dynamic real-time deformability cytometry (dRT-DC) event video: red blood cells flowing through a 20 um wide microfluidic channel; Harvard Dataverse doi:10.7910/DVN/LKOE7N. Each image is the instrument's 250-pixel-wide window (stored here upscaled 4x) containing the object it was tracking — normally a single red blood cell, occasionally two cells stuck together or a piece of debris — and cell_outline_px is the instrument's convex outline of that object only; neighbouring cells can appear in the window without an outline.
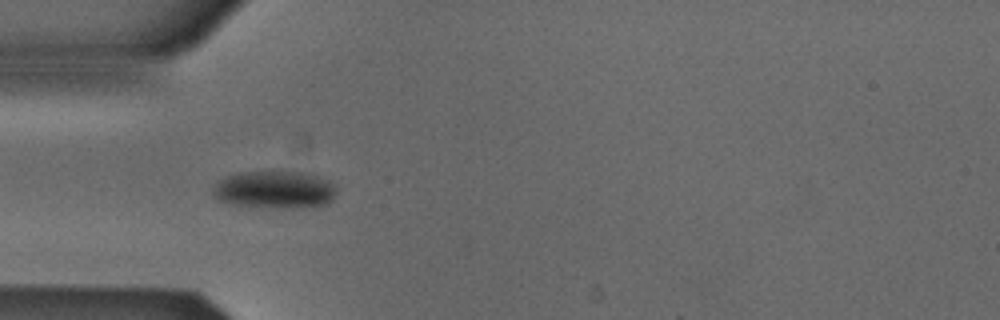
{"species": "Egyptian fruit bat (a non-hibernating species)", "species_latin": "Rousettus aegyptiacus", "temperature_condition": "cold", "stored_images_in_passage": 7, "camera_frame_rate_fps": 3000, "um_per_image_px": 0.085, "animal": {"sex": "male"}, "frame": {"image": 1, "passage_image": 4, "time_ms": 1.0, "image_size_px": [1000, 320], "cell_outline_px": [[336, 192], [332, 200], [328, 204], [292, 208], [232, 204], [220, 200], [212, 192], [212, 188], [224, 176], [236, 172], [304, 172], [328, 180], [336, 184]], "centroid_in_image_um": [23.37, 16.11], "position_along_channel_um": 61.6, "area_um2": 26.82}}
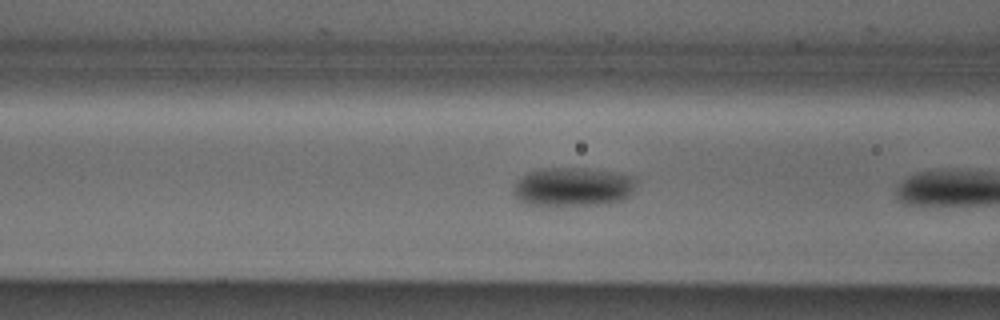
{"frame": {"image": 2, "passage_image": 6, "time_ms": 1.667, "image_size_px": [1000, 320], "cell_outline_px": [[636, 180], [632, 192], [624, 200], [612, 204], [528, 204], [520, 200], [516, 196], [512, 188], [528, 172], [540, 168], [584, 168], [612, 172], [632, 176]], "centroid_in_image_um": [48.74, 15.87], "position_along_channel_um": 117.9, "area_um2": 27.34}}